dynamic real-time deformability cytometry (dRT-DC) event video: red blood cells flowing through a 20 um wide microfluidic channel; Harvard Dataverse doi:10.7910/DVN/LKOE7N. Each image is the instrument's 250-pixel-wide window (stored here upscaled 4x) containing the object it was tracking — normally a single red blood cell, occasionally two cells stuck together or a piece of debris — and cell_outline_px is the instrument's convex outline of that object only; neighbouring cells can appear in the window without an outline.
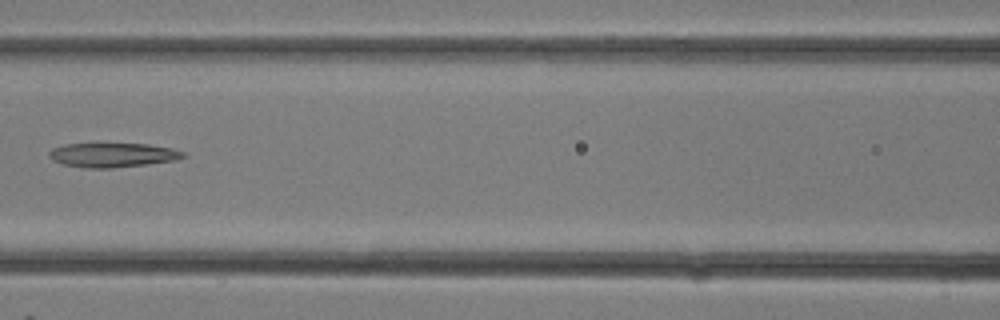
{"species": "common noctule bat (a hibernating species)", "species_latin": "Nyctalus noctula", "temperature_condition": "room temperature", "stored_images_in_passage": 11, "camera_frame_rate_fps": 3000, "um_per_image_px": 0.085, "animal": {"sex": "female"}, "frame": {"image": 1, "passage_image": 10, "time_ms": 3.0, "image_size_px": [1000, 320], "cell_outline_px": [[188, 156], [176, 160], [148, 164], [112, 168], [84, 168], [64, 164], [52, 160], [48, 156], [48, 152], [52, 148], [64, 144], [96, 140], [148, 144], [172, 148], [184, 152]], "centroid_in_image_um": [9.53, 13.12], "position_along_channel_um": 157.1, "area_um2": 20.29}}